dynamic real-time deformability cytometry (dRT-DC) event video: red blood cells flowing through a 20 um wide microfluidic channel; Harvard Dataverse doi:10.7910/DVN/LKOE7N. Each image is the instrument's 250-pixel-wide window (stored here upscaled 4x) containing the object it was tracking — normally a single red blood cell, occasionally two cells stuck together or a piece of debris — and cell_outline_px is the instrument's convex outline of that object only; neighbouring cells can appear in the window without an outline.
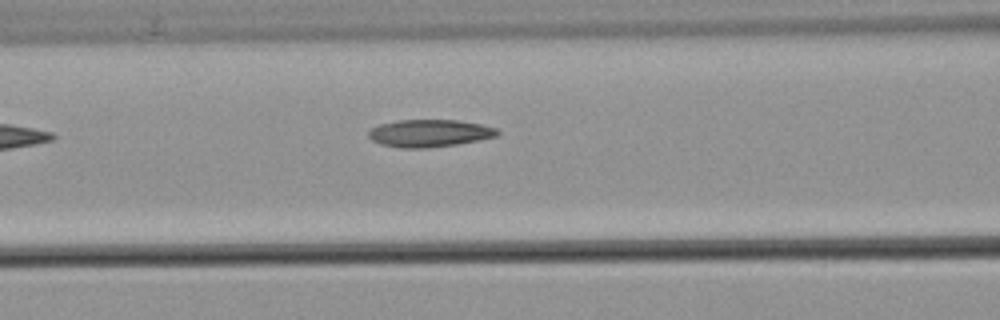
{"species": "common noctule bat (a hibernating species)", "species_latin": "Nyctalus noctula", "temperature_condition": "warm", "stored_images_in_passage": 6, "camera_frame_rate_fps": 3000, "um_per_image_px": 0.085, "animal": {"sex": "male", "body_mass_g": 21.5, "forearm_length_mm": 52.0}, "frame": {"image": 1, "passage_image": 6, "time_ms": 6.0, "image_size_px": [1000, 320], "cell_outline_px": [[500, 132], [496, 136], [480, 140], [456, 144], [428, 148], [400, 148], [380, 144], [372, 140], [368, 136], [368, 132], [372, 128], [380, 124], [400, 120], [456, 120], [480, 124], [496, 128]], "centroid_in_image_um": [36.49, 11.33], "position_along_channel_um": 130.1, "area_um2": 20.52}}